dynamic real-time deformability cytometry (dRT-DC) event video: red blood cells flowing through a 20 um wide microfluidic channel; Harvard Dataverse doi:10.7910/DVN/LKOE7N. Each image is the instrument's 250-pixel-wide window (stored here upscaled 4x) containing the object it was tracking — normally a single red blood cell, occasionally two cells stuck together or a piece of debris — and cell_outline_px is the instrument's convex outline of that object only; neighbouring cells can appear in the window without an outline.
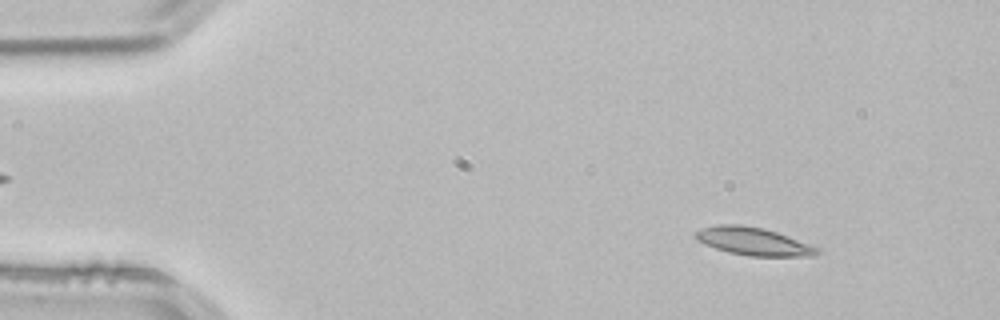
{"species": "common noctule bat (a hibernating species)", "species_latin": "Nyctalus noctula", "temperature_condition": "room temperature", "stored_images_in_passage": 53, "camera_frame_rate_fps": 3000, "um_per_image_px": 0.085, "animal": {"sex": "male", "body_mass_g": 21.5, "forearm_length_mm": 52.0}, "frame": {"image": 1, "passage_image": 6, "time_ms": 1.667, "image_size_px": [1000, 320], "cell_outline_px": [[820, 252], [816, 256], [748, 256], [728, 252], [716, 248], [700, 240], [696, 236], [696, 232], [704, 228], [716, 224], [740, 224], [764, 228], [788, 236], [820, 248]], "centroid_in_image_um": [64.11, 20.52], "position_along_channel_um": 20.9, "area_um2": 19.48}}
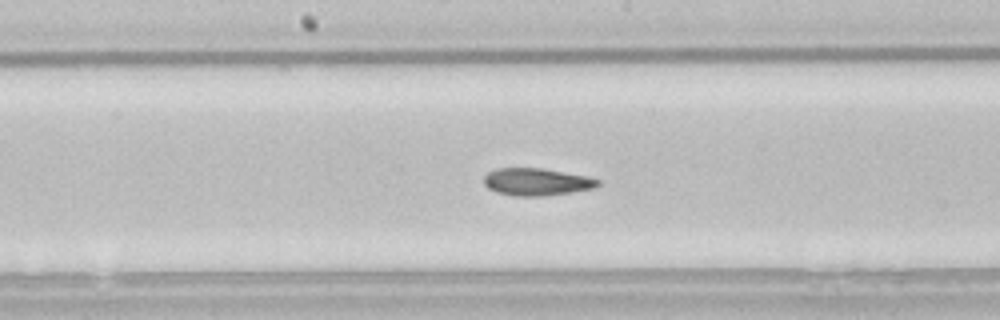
{"frame": {"image": 2, "passage_image": 27, "time_ms": 8.667, "image_size_px": [1000, 320], "cell_outline_px": [[600, 184], [592, 188], [572, 192], [544, 196], [516, 196], [496, 192], [488, 188], [484, 184], [484, 176], [488, 172], [496, 168], [544, 168], [588, 176], [600, 180]], "centroid_in_image_um": [45.61, 15.45], "position_along_channel_um": 202.6, "area_um2": 18.26}}
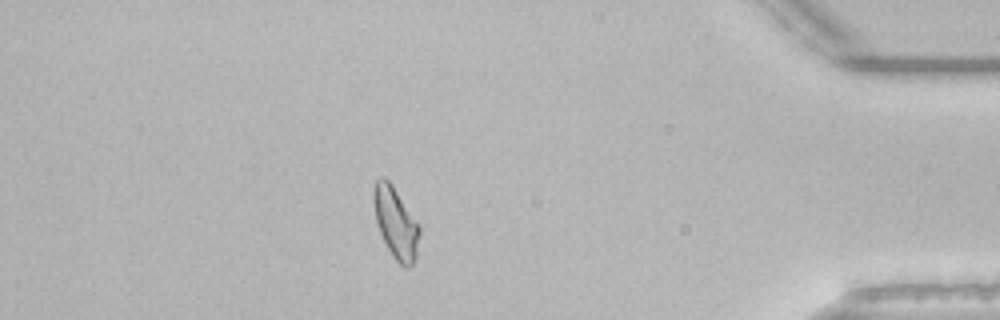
{"frame": {"image": 3, "passage_image": 46, "time_ms": 15.0, "image_size_px": [1000, 320], "cell_outline_px": [[420, 232], [416, 256], [412, 264], [408, 268], [404, 268], [392, 256], [380, 232], [376, 220], [372, 200], [372, 192], [376, 180], [384, 176], [392, 184], [420, 224]], "centroid_in_image_um": [33.64, 18.92], "position_along_channel_um": 401.6, "area_um2": 19.13}, "authors_computed_cell_mechanics": {"area_um2": 19.1318, "velocity_mm_per_s": 3.8252, "shape_relaxation_time_tau1_ms": 5.7252, "shape_relaxation_time_tau2_ms": 3.7461, "deformation_change_tau1": 0.1498, "deformation_change_tau2": 0.1034}}